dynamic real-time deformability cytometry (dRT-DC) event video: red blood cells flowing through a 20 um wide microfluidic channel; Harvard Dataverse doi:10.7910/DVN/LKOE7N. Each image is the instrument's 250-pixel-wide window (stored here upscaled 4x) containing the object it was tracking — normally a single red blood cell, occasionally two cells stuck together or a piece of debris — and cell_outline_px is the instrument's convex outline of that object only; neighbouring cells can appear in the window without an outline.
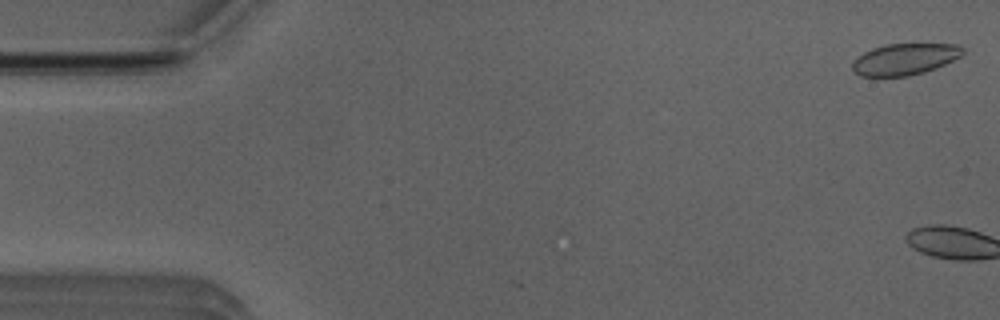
{"species": "Egyptian fruit bat (a non-hibernating species)", "species_latin": "Rousettus aegyptiacus", "temperature_condition": "room temperature", "stored_images_in_passage": 3, "camera_frame_rate_fps": 3000, "um_per_image_px": 0.085, "animal": {"sex": "male"}, "frame": {"image": 1, "passage_image": 1, "time_ms": 0.0, "image_size_px": [1000, 320], "cell_outline_px": [[964, 52], [960, 56], [936, 68], [924, 72], [908, 76], [860, 76], [852, 68], [852, 60], [864, 52], [872, 48], [884, 44], [960, 44], [964, 48]], "centroid_in_image_um": [76.89, 5.02], "position_along_channel_um": 8.1, "area_um2": 20.23}}